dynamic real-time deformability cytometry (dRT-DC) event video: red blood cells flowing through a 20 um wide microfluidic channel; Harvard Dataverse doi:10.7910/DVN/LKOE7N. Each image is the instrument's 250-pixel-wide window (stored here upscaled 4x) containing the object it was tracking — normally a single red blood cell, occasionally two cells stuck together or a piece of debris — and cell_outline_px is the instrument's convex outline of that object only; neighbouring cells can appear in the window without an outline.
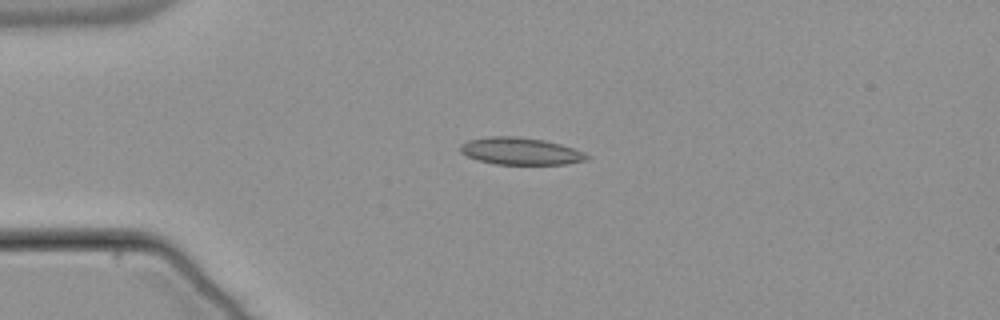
{"species": "common noctule bat (a hibernating species)", "species_latin": "Nyctalus noctula", "temperature_condition": "warm", "stored_images_in_passage": 41, "camera_frame_rate_fps": 3000, "um_per_image_px": 0.085, "animal": {"sex": "male", "body_mass_g": 21.5, "forearm_length_mm": 52.0}, "frame": {"image": 1, "passage_image": 1, "time_ms": 0.0, "image_size_px": [1000, 320], "cell_outline_px": [[592, 156], [588, 160], [564, 164], [492, 164], [476, 160], [460, 152], [460, 144], [468, 140], [488, 136], [516, 136], [544, 140], [560, 144], [584, 152]], "centroid_in_image_um": [44.23, 12.85], "position_along_channel_um": 40.8, "area_um2": 20.17}}
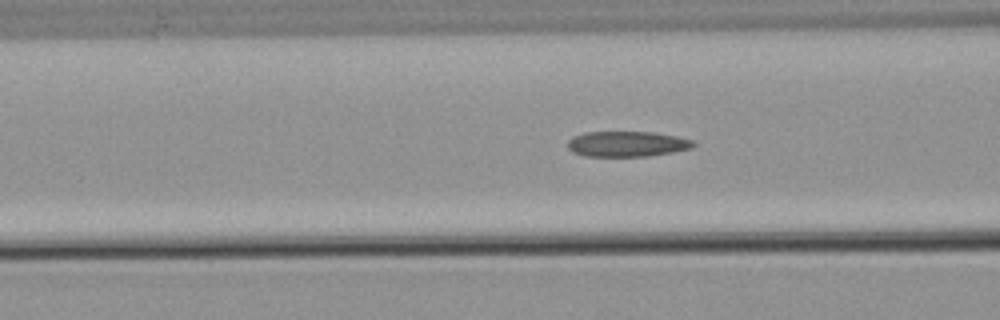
{"frame": {"image": 2, "passage_image": 9, "time_ms": 2.667, "image_size_px": [1000, 320], "cell_outline_px": [[696, 144], [692, 148], [672, 152], [648, 156], [584, 156], [572, 152], [568, 148], [568, 140], [572, 136], [584, 132], [656, 132], [676, 136], [692, 140]], "centroid_in_image_um": [53.28, 12.23], "position_along_channel_um": 113.3, "area_um2": 18.73}}
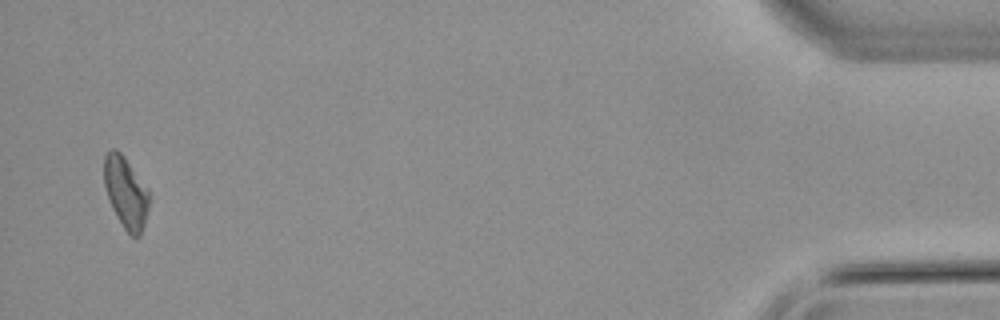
{"frame": {"image": 3, "passage_image": 40, "time_ms": 13.0, "image_size_px": [1000, 320], "cell_outline_px": [[148, 208], [144, 224], [140, 236], [136, 240], [124, 228], [116, 216], [112, 208], [104, 184], [104, 156], [112, 148], [116, 148], [124, 156], [148, 188]], "centroid_in_image_um": [10.69, 16.36], "position_along_channel_um": 424.5, "area_um2": 18.67}, "authors_computed_cell_mechanics": {"area_um2": 19.0162, "velocity_mm_per_s": 3.8416, "shape_relaxation_time_tau1_ms": null, "shape_relaxation_time_tau2_ms": 4.3001, "deformation_change_tau1": null, "deformation_change_tau2": 0.124}}